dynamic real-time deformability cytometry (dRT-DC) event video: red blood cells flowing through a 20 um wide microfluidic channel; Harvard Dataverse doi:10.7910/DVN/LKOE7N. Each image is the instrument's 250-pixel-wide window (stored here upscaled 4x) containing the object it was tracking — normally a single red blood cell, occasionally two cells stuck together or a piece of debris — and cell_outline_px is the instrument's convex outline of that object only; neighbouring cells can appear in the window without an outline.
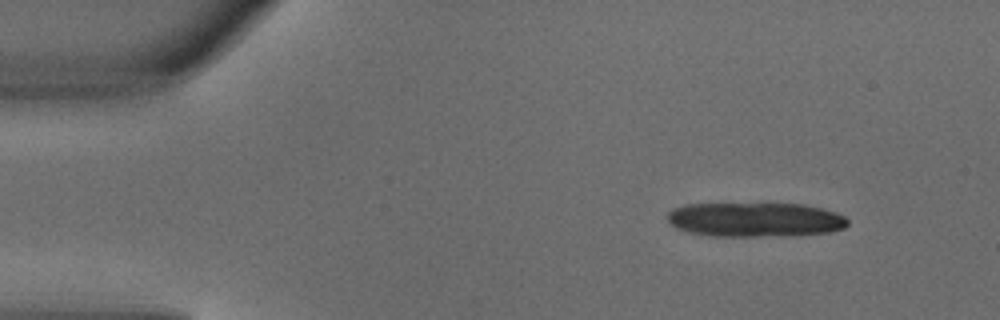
{"species": "common noctule bat (a hibernating species)", "species_latin": "Nyctalus noctula", "temperature_condition": "warm", "stored_images_in_passage": 5, "camera_frame_rate_fps": 3000, "um_per_image_px": 0.085, "animal": {"sex": "male", "body_mass_g": 18.8}, "frame": {"image": 1, "passage_image": 2, "time_ms": 0.333, "image_size_px": [1000, 320], "cell_outline_px": [[848, 224], [844, 228], [828, 232], [796, 236], [712, 236], [688, 232], [676, 228], [668, 220], [668, 212], [672, 208], [688, 204], [804, 204], [836, 212], [844, 216], [848, 220]], "centroid_in_image_um": [64.2, 18.68], "position_along_channel_um": 20.8, "area_um2": 36.3}}
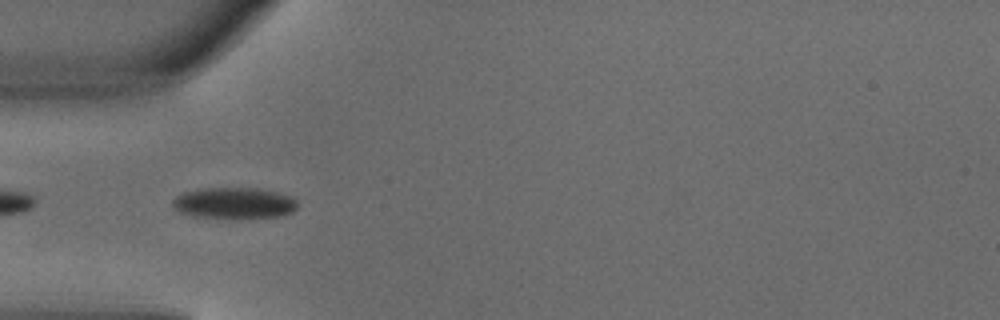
{"frame": {"image": 2, "passage_image": 4, "time_ms": 1.0, "image_size_px": [1000, 320], "cell_outline_px": [[296, 208], [292, 212], [284, 216], [248, 220], [236, 220], [192, 216], [180, 212], [172, 204], [172, 200], [176, 196], [184, 192], [204, 188], [260, 188], [276, 192], [288, 196], [296, 200]], "centroid_in_image_um": [19.92, 17.3], "position_along_channel_um": 65.1, "area_um2": 23.41}}